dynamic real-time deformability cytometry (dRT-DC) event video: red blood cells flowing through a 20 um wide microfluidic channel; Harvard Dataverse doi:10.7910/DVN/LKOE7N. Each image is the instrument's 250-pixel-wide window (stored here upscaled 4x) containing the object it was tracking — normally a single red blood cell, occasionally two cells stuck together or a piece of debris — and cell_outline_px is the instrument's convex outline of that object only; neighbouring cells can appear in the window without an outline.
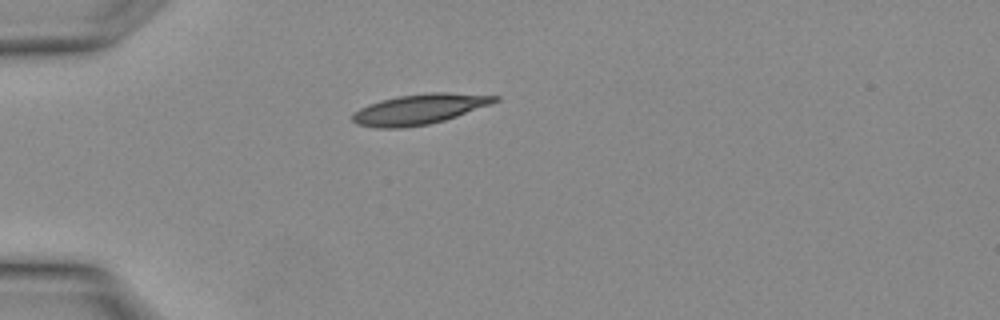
{"species": "Egyptian fruit bat (a non-hibernating species)", "species_latin": "Rousettus aegyptiacus", "temperature_condition": "warm", "stored_images_in_passage": 2, "camera_frame_rate_fps": 3000, "um_per_image_px": 0.085, "animal": {"sex": "female"}, "frame": {"image": 1, "passage_image": 2, "time_ms": 0.333, "image_size_px": [1000, 320], "cell_outline_px": [[500, 100], [492, 104], [444, 120], [428, 124], [400, 128], [376, 128], [356, 124], [352, 120], [352, 112], [368, 104], [380, 100], [400, 96], [432, 92], [448, 92], [500, 96]], "centroid_in_image_um": [35.64, 9.28], "position_along_channel_um": 49.4, "area_um2": 25.09}}